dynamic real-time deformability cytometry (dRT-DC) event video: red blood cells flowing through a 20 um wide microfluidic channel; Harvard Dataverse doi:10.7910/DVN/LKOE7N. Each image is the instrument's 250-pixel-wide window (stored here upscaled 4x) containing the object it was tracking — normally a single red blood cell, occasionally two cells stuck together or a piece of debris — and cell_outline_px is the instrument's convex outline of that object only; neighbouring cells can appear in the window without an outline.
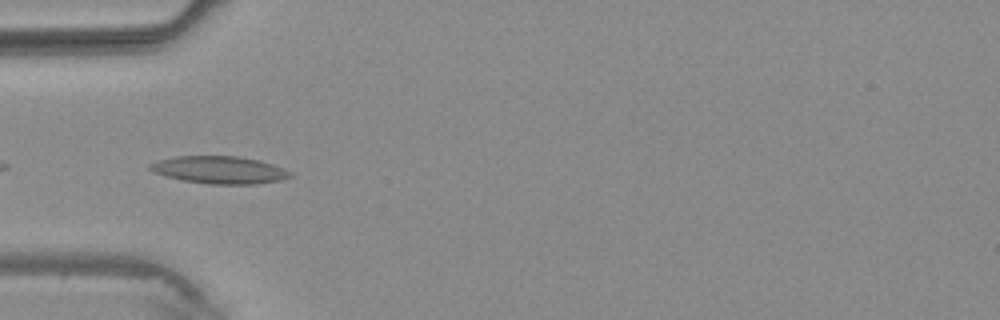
{"species": "common noctule bat (a hibernating species)", "species_latin": "Nyctalus noctula", "temperature_condition": "warm", "stored_images_in_passage": 4, "camera_frame_rate_fps": 3000, "um_per_image_px": 0.085, "animal": {"sex": "male", "body_mass_g": 20.4}, "frame": {"image": 1, "passage_image": 3, "time_ms": 2.333, "image_size_px": [1000, 320], "cell_outline_px": [[292, 176], [284, 180], [256, 184], [212, 184], [180, 180], [156, 172], [148, 168], [148, 164], [160, 160], [176, 156], [236, 156], [260, 160], [284, 168], [292, 172]], "centroid_in_image_um": [18.71, 14.44], "position_along_channel_um": 66.3, "area_um2": 22.43}}